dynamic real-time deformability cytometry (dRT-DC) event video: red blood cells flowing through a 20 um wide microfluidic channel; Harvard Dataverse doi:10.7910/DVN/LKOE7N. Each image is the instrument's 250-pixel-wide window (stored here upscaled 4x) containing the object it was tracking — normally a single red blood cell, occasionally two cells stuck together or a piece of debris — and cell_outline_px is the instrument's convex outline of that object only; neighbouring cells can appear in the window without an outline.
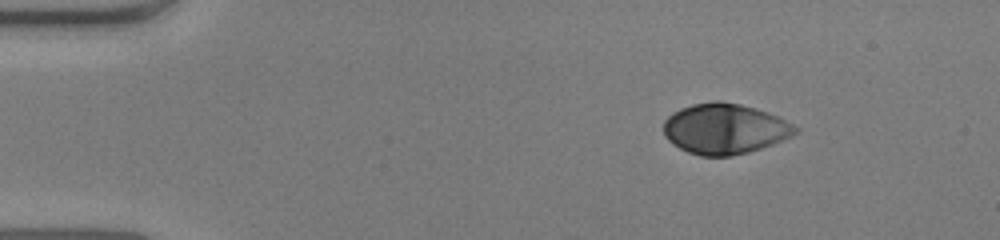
{"species": "human", "species_latin": "Homo sapiens", "temperature_condition": "warm", "stored_images_in_passage": 47, "camera_frame_rate_fps": 3000, "um_per_image_px": 0.085, "donor": {"sex": "male"}, "frame": {"image": 1, "passage_image": 1, "time_ms": 0.0, "image_size_px": [1000, 240], "cell_outline_px": [[800, 132], [792, 136], [772, 144], [748, 152], [732, 156], [700, 156], [688, 152], [672, 144], [664, 136], [664, 120], [672, 112], [680, 108], [692, 104], [716, 100], [720, 100], [740, 104], [768, 112], [780, 116], [800, 128]], "centroid_in_image_um": [61.62, 10.94], "position_along_channel_um": 23.4, "area_um2": 39.13}}
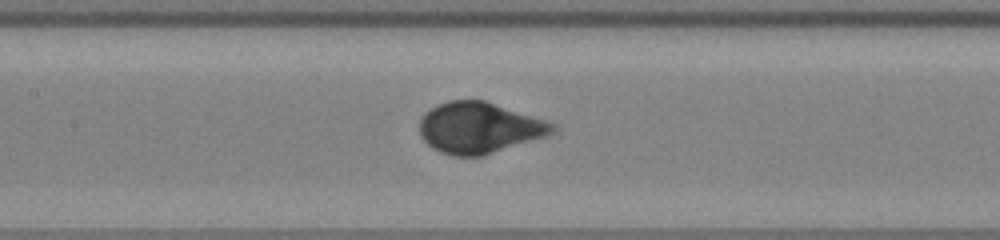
{"frame": {"image": 2, "passage_image": 19, "time_ms": 6.0, "image_size_px": [1000, 240], "cell_outline_px": [[556, 132], [548, 136], [484, 156], [452, 156], [440, 152], [432, 148], [420, 136], [420, 120], [424, 112], [448, 100], [484, 100], [556, 124]], "centroid_in_image_um": [40.74, 10.88], "position_along_channel_um": 166.7, "area_um2": 39.65}}
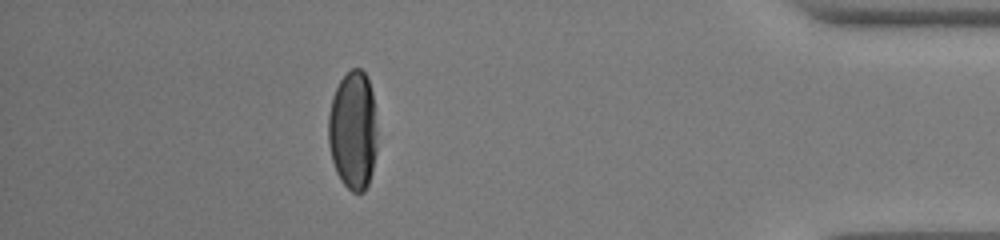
{"frame": {"image": 3, "passage_image": 41, "time_ms": 13.333, "image_size_px": [1000, 240], "cell_outline_px": [[376, 152], [372, 172], [368, 184], [364, 192], [352, 192], [340, 180], [336, 172], [332, 160], [328, 144], [328, 116], [332, 96], [340, 80], [352, 68], [360, 68], [368, 76], [372, 92], [376, 128]], "centroid_in_image_um": [30.0, 11.08], "position_along_channel_um": 405.2, "area_um2": 34.04}, "authors_computed_cell_mechanics": {"area_um2": 38.8994, "velocity_mm_per_s": 3.856, "shape_relaxation_time_tau1_ms": 2.7269, "shape_relaxation_time_tau2_ms": null, "deformation_change_tau1": 0.1934, "deformation_change_tau2": null}}